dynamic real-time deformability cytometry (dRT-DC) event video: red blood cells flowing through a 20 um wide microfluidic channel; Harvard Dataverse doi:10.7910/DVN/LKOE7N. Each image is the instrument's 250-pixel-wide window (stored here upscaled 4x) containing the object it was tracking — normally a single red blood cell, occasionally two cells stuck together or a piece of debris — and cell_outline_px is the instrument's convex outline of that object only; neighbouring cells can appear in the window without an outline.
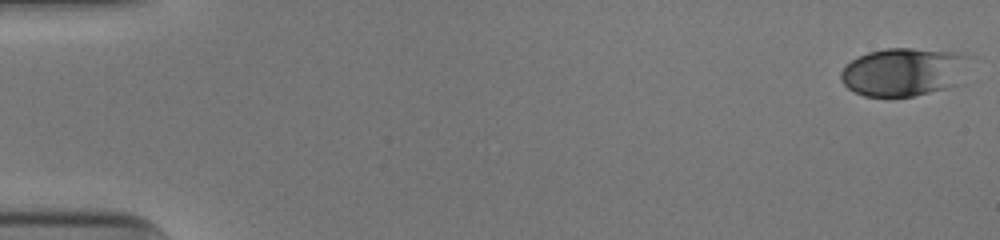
{"species": "human", "species_latin": "Homo sapiens", "temperature_condition": "cold", "stored_images_in_passage": 52, "camera_frame_rate_fps": 3000, "um_per_image_px": 0.085, "donor": {"sex": "male"}, "frame": {"image": 1, "passage_image": 1, "time_ms": 0.0, "image_size_px": [1000, 240], "cell_outline_px": [[968, 84], [912, 96], [864, 96], [848, 88], [840, 80], [840, 72], [852, 60], [868, 52], [884, 48], [912, 48], [964, 52], [968, 56]], "centroid_in_image_um": [76.96, 6.11], "position_along_channel_um": 8.0, "area_um2": 37.17}}
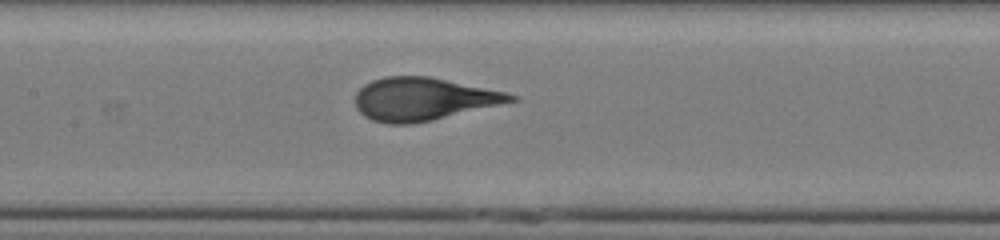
{"frame": {"image": 2, "passage_image": 26, "time_ms": 8.333, "image_size_px": [1000, 240], "cell_outline_px": [[520, 100], [432, 120], [412, 124], [388, 124], [372, 120], [364, 116], [356, 108], [356, 92], [364, 84], [372, 80], [384, 76], [428, 76], [508, 92], [520, 96]], "centroid_in_image_um": [36.0, 8.42], "position_along_channel_um": 171.4, "area_um2": 39.02}}
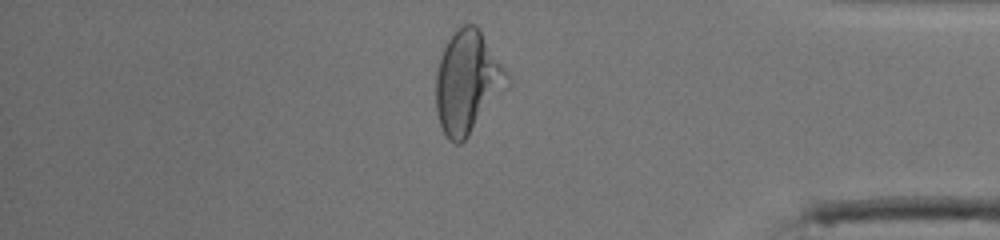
{"frame": {"image": 3, "passage_image": 45, "time_ms": 14.667, "image_size_px": [1000, 240], "cell_outline_px": [[512, 80], [508, 88], [468, 136], [460, 144], [456, 144], [448, 140], [440, 124], [436, 112], [436, 72], [444, 48], [448, 40], [456, 28], [464, 24], [476, 24], [480, 28], [508, 72]], "centroid_in_image_um": [39.77, 6.97], "position_along_channel_um": 395.4, "area_um2": 42.95}}